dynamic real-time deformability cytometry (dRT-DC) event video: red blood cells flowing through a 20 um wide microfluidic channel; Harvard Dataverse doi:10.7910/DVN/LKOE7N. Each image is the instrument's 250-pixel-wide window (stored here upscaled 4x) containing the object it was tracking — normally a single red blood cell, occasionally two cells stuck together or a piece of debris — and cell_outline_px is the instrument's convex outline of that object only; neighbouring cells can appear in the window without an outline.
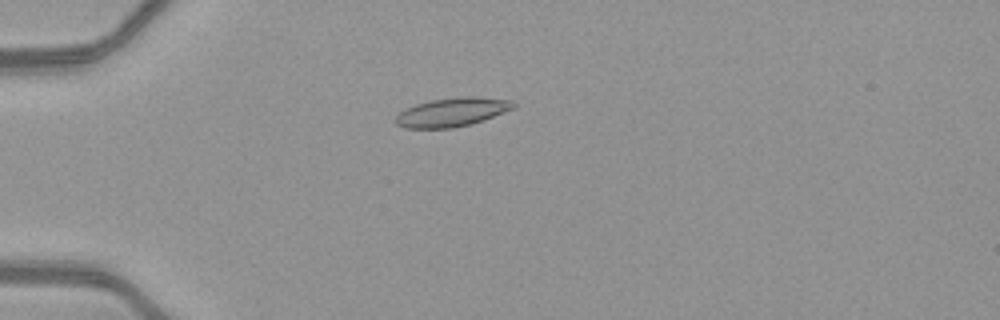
{"species": "common noctule bat (a hibernating species)", "species_latin": "Nyctalus noctula", "temperature_condition": "warm", "stored_images_in_passage": 52, "camera_frame_rate_fps": 3000, "um_per_image_px": 0.085, "animal": {"sex": "female", "body_mass_g": 21.9}, "frame": {"image": 1, "passage_image": 16, "time_ms": 5.0, "image_size_px": [1000, 320], "cell_outline_px": [[516, 108], [484, 120], [472, 124], [452, 128], [404, 128], [396, 124], [392, 120], [400, 112], [416, 104], [432, 100], [460, 96], [476, 96], [512, 100], [516, 104]], "centroid_in_image_um": [38.46, 9.53], "position_along_channel_um": 46.5, "area_um2": 20.0}}
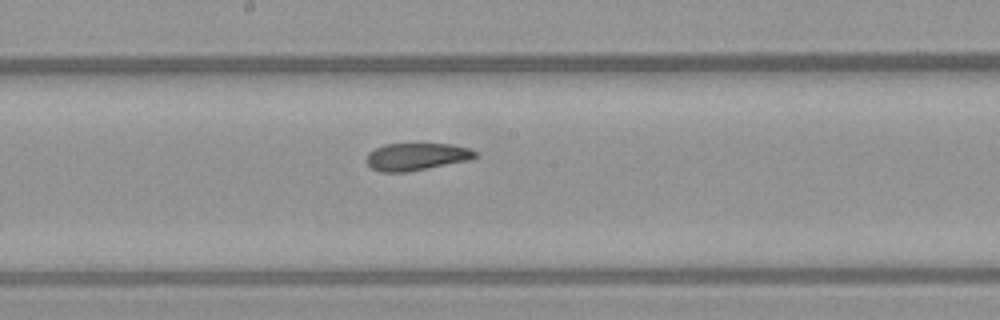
{"frame": {"image": 2, "passage_image": 30, "time_ms": 9.667, "image_size_px": [1000, 320], "cell_outline_px": [[476, 156], [468, 160], [404, 172], [380, 172], [372, 168], [364, 160], [368, 152], [384, 144], [452, 144], [468, 148], [476, 152]], "centroid_in_image_um": [35.33, 13.31], "position_along_channel_um": 212.9, "area_um2": 17.11}}
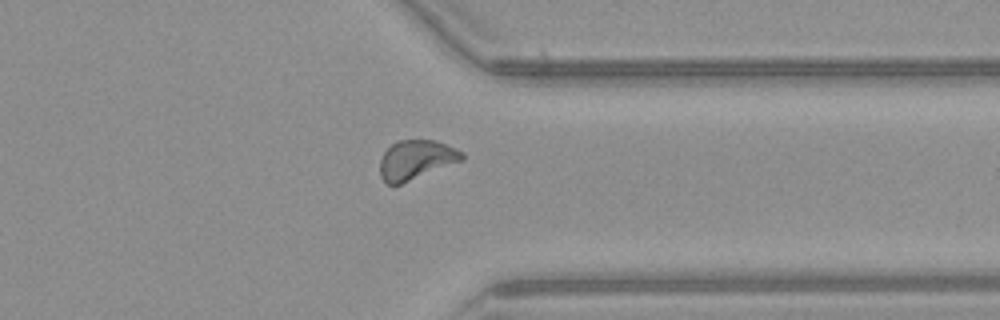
{"frame": {"image": 3, "passage_image": 42, "time_ms": 13.667, "image_size_px": [1000, 320], "cell_outline_px": [[464, 160], [400, 184], [388, 184], [380, 176], [380, 160], [384, 152], [392, 144], [400, 140], [436, 140], [456, 148], [464, 152]], "centroid_in_image_um": [35.39, 13.57], "position_along_channel_um": 376.0, "area_um2": 18.73}, "authors_computed_cell_mechanics": {"area_um2": 18.6694, "velocity_mm_per_s": 4.1362, "shape_relaxation_time_tau1_ms": 4.4232, "shape_relaxation_time_tau2_ms": 2.2016, "deformation_change_tau1": 0.1363, "deformation_change_tau2": 0.0846}}